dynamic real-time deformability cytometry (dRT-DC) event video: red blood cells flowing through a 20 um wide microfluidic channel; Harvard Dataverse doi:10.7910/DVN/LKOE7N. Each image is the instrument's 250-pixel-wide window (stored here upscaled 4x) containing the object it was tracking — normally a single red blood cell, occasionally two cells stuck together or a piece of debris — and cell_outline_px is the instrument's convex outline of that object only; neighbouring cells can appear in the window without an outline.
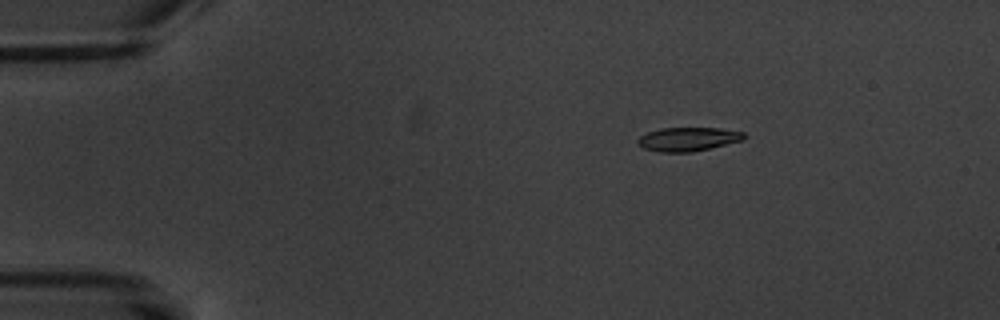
{"species": "common noctule bat (a hibernating species)", "species_latin": "Nyctalus noctula", "temperature_condition": "warm", "stored_images_in_passage": 5, "camera_frame_rate_fps": 3000, "um_per_image_px": 0.085, "animal": {"sex": "male", "body_mass_g": 20.1, "forearm_length_mm": 53.5}, "frame": {"image": 1, "passage_image": 2, "time_ms": 2.0, "image_size_px": [1000, 320], "cell_outline_px": [[748, 136], [744, 140], [692, 152], [660, 152], [644, 148], [636, 144], [636, 140], [640, 136], [648, 132], [660, 128], [720, 128], [744, 132]], "centroid_in_image_um": [58.49, 11.82], "position_along_channel_um": 26.5, "area_um2": 14.85}}